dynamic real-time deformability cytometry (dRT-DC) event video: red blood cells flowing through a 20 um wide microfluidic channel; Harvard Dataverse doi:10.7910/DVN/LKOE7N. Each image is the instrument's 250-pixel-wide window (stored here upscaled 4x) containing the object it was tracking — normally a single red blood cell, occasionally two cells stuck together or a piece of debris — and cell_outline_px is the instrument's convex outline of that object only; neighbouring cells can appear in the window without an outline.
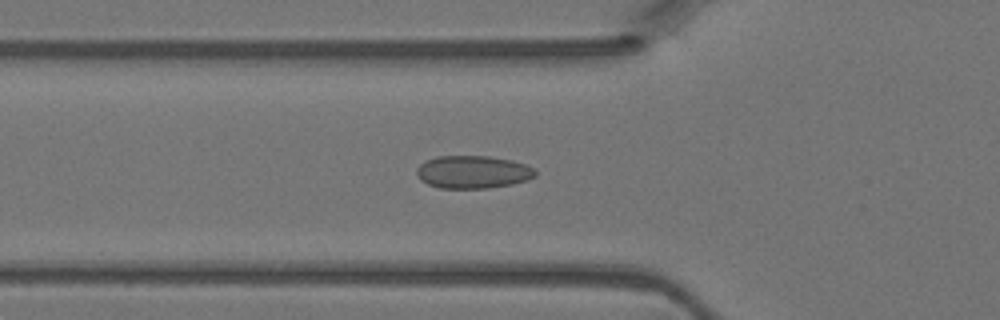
{"species": "Egyptian fruit bat (a non-hibernating species)", "species_latin": "Rousettus aegyptiacus", "temperature_condition": "warm", "stored_images_in_passage": 33, "camera_frame_rate_fps": 3000, "um_per_image_px": 0.085, "animal": {"sex": "female"}, "frame": {"image": 1, "passage_image": 10, "time_ms": 3.0, "image_size_px": [1000, 320], "cell_outline_px": [[536, 176], [528, 180], [512, 184], [488, 188], [440, 188], [428, 184], [420, 180], [416, 172], [416, 168], [420, 164], [436, 156], [488, 156], [512, 160], [524, 164], [532, 168], [536, 172]], "centroid_in_image_um": [40.19, 14.62], "position_along_channel_um": 85.6, "area_um2": 22.66}}
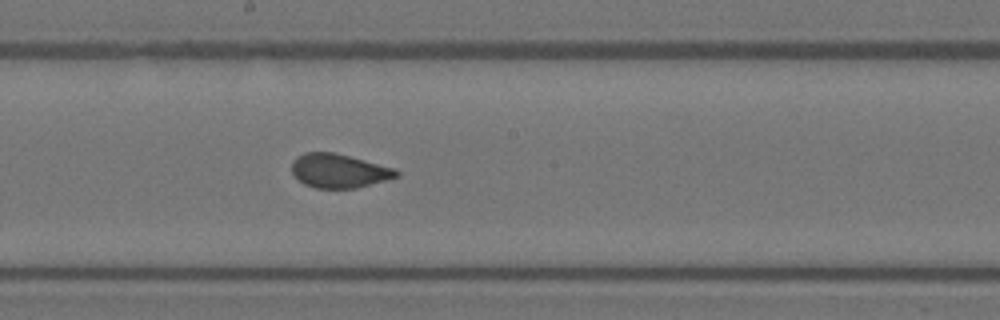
{"frame": {"image": 2, "passage_image": 19, "time_ms": 6.0, "image_size_px": [1000, 320], "cell_outline_px": [[400, 176], [356, 188], [316, 188], [304, 184], [292, 172], [292, 160], [296, 156], [304, 152], [332, 152], [396, 168], [400, 172]], "centroid_in_image_um": [28.82, 14.51], "position_along_channel_um": 219.4, "area_um2": 20.63}}
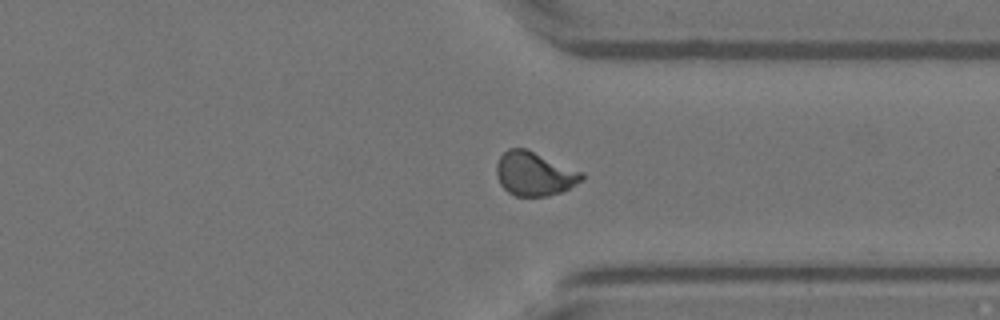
{"frame": {"image": 3, "passage_image": 29, "time_ms": 9.333, "image_size_px": [1000, 320], "cell_outline_px": [[584, 180], [560, 192], [548, 196], [516, 196], [508, 192], [500, 184], [496, 176], [496, 164], [500, 156], [508, 148], [528, 148], [584, 172]], "centroid_in_image_um": [45.43, 14.75], "position_along_channel_um": 366.0, "area_um2": 22.14}}